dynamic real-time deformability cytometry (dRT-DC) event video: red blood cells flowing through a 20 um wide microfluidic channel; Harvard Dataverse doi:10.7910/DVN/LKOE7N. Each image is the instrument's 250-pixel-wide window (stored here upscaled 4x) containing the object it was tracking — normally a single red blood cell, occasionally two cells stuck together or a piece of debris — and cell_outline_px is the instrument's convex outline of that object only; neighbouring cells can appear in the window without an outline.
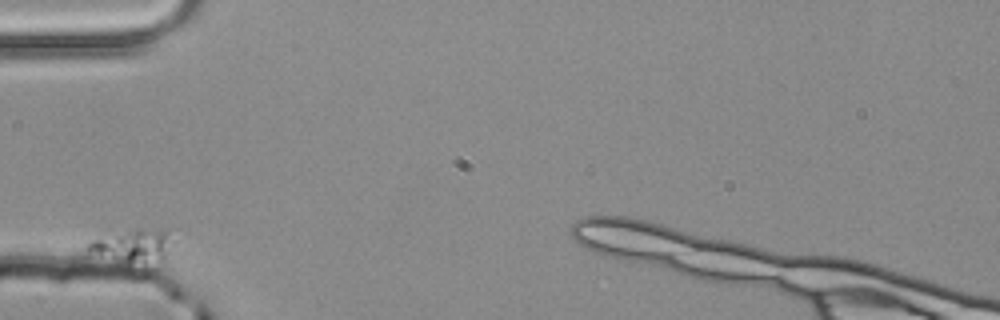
{"species": "common noctule bat (a hibernating species)", "species_latin": "Nyctalus noctula", "temperature_condition": "room temperature", "stored_images_in_passage": 4, "camera_frame_rate_fps": 3000, "um_per_image_px": 0.085, "animal": {"sex": "male", "body_mass_g": 20.4}, "frame": {"image": 1, "passage_image": 1, "time_ms": 0.0, "image_size_px": [1000, 320], "cell_outline_px": [[168, 232], [164, 256], [128, 264], [88, 252], [88, 244], [92, 240], [132, 228], [160, 228]], "centroid_in_image_um": [11.16, 20.83], "position_along_channel_um": 73.8, "area_um2": 15.2}}
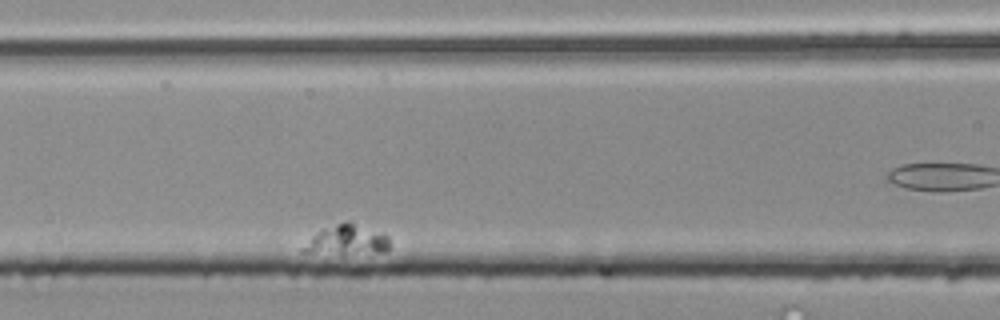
{"frame": {"image": 2, "passage_image": 3, "time_ms": 0.667, "image_size_px": [1000, 320], "cell_outline_px": [[392, 248], [388, 252], [344, 256], [296, 252], [312, 236], [324, 228], [344, 220], [348, 220], [384, 232], [388, 236], [392, 244]], "centroid_in_image_um": [29.53, 20.45], "position_along_channel_um": 137.1, "area_um2": 16.53}}